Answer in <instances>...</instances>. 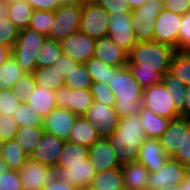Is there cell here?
I'll return each mask as SVG.
<instances>
[{
    "label": "cell",
    "mask_w": 190,
    "mask_h": 190,
    "mask_svg": "<svg viewBox=\"0 0 190 190\" xmlns=\"http://www.w3.org/2000/svg\"><path fill=\"white\" fill-rule=\"evenodd\" d=\"M168 72L186 86L190 85V55L186 51H176Z\"/></svg>",
    "instance_id": "35"
},
{
    "label": "cell",
    "mask_w": 190,
    "mask_h": 190,
    "mask_svg": "<svg viewBox=\"0 0 190 190\" xmlns=\"http://www.w3.org/2000/svg\"><path fill=\"white\" fill-rule=\"evenodd\" d=\"M185 91V102L182 111L180 112V117L190 120V85L186 86Z\"/></svg>",
    "instance_id": "54"
},
{
    "label": "cell",
    "mask_w": 190,
    "mask_h": 190,
    "mask_svg": "<svg viewBox=\"0 0 190 190\" xmlns=\"http://www.w3.org/2000/svg\"><path fill=\"white\" fill-rule=\"evenodd\" d=\"M65 86L70 89H91L92 78L84 63L73 66L72 70L64 77Z\"/></svg>",
    "instance_id": "36"
},
{
    "label": "cell",
    "mask_w": 190,
    "mask_h": 190,
    "mask_svg": "<svg viewBox=\"0 0 190 190\" xmlns=\"http://www.w3.org/2000/svg\"><path fill=\"white\" fill-rule=\"evenodd\" d=\"M11 56V49L7 46L0 45V65Z\"/></svg>",
    "instance_id": "55"
},
{
    "label": "cell",
    "mask_w": 190,
    "mask_h": 190,
    "mask_svg": "<svg viewBox=\"0 0 190 190\" xmlns=\"http://www.w3.org/2000/svg\"><path fill=\"white\" fill-rule=\"evenodd\" d=\"M20 30L7 18H0V45L13 48Z\"/></svg>",
    "instance_id": "41"
},
{
    "label": "cell",
    "mask_w": 190,
    "mask_h": 190,
    "mask_svg": "<svg viewBox=\"0 0 190 190\" xmlns=\"http://www.w3.org/2000/svg\"><path fill=\"white\" fill-rule=\"evenodd\" d=\"M180 190H190V178L185 177V179L179 185Z\"/></svg>",
    "instance_id": "58"
},
{
    "label": "cell",
    "mask_w": 190,
    "mask_h": 190,
    "mask_svg": "<svg viewBox=\"0 0 190 190\" xmlns=\"http://www.w3.org/2000/svg\"><path fill=\"white\" fill-rule=\"evenodd\" d=\"M96 169L89 158L86 164L62 165L52 169V178L61 181L79 189L90 188Z\"/></svg>",
    "instance_id": "11"
},
{
    "label": "cell",
    "mask_w": 190,
    "mask_h": 190,
    "mask_svg": "<svg viewBox=\"0 0 190 190\" xmlns=\"http://www.w3.org/2000/svg\"><path fill=\"white\" fill-rule=\"evenodd\" d=\"M88 119L100 138H107L117 128L120 116L114 106L93 101L92 106L83 115Z\"/></svg>",
    "instance_id": "9"
},
{
    "label": "cell",
    "mask_w": 190,
    "mask_h": 190,
    "mask_svg": "<svg viewBox=\"0 0 190 190\" xmlns=\"http://www.w3.org/2000/svg\"><path fill=\"white\" fill-rule=\"evenodd\" d=\"M147 138L139 115L120 117L117 128L107 137L119 164L137 162L142 142Z\"/></svg>",
    "instance_id": "2"
},
{
    "label": "cell",
    "mask_w": 190,
    "mask_h": 190,
    "mask_svg": "<svg viewBox=\"0 0 190 190\" xmlns=\"http://www.w3.org/2000/svg\"><path fill=\"white\" fill-rule=\"evenodd\" d=\"M187 49H190V11L182 15L178 35V50L186 51Z\"/></svg>",
    "instance_id": "45"
},
{
    "label": "cell",
    "mask_w": 190,
    "mask_h": 190,
    "mask_svg": "<svg viewBox=\"0 0 190 190\" xmlns=\"http://www.w3.org/2000/svg\"><path fill=\"white\" fill-rule=\"evenodd\" d=\"M42 190H79V188L51 178Z\"/></svg>",
    "instance_id": "53"
},
{
    "label": "cell",
    "mask_w": 190,
    "mask_h": 190,
    "mask_svg": "<svg viewBox=\"0 0 190 190\" xmlns=\"http://www.w3.org/2000/svg\"><path fill=\"white\" fill-rule=\"evenodd\" d=\"M64 144L65 140L44 132L36 150L29 158L52 169L56 168Z\"/></svg>",
    "instance_id": "19"
},
{
    "label": "cell",
    "mask_w": 190,
    "mask_h": 190,
    "mask_svg": "<svg viewBox=\"0 0 190 190\" xmlns=\"http://www.w3.org/2000/svg\"><path fill=\"white\" fill-rule=\"evenodd\" d=\"M186 52L190 55V49H187Z\"/></svg>",
    "instance_id": "67"
},
{
    "label": "cell",
    "mask_w": 190,
    "mask_h": 190,
    "mask_svg": "<svg viewBox=\"0 0 190 190\" xmlns=\"http://www.w3.org/2000/svg\"><path fill=\"white\" fill-rule=\"evenodd\" d=\"M174 100L169 90L162 82L143 89L142 106L153 113L168 119L180 117V113L174 106Z\"/></svg>",
    "instance_id": "7"
},
{
    "label": "cell",
    "mask_w": 190,
    "mask_h": 190,
    "mask_svg": "<svg viewBox=\"0 0 190 190\" xmlns=\"http://www.w3.org/2000/svg\"><path fill=\"white\" fill-rule=\"evenodd\" d=\"M58 108H66L78 116H83L93 104L90 89H70L63 86L55 91Z\"/></svg>",
    "instance_id": "13"
},
{
    "label": "cell",
    "mask_w": 190,
    "mask_h": 190,
    "mask_svg": "<svg viewBox=\"0 0 190 190\" xmlns=\"http://www.w3.org/2000/svg\"><path fill=\"white\" fill-rule=\"evenodd\" d=\"M168 159L157 138H146L141 144L137 162L143 164L149 172H155L159 171Z\"/></svg>",
    "instance_id": "22"
},
{
    "label": "cell",
    "mask_w": 190,
    "mask_h": 190,
    "mask_svg": "<svg viewBox=\"0 0 190 190\" xmlns=\"http://www.w3.org/2000/svg\"><path fill=\"white\" fill-rule=\"evenodd\" d=\"M88 156L89 148L70 141H65L63 150L57 161V166L86 164Z\"/></svg>",
    "instance_id": "32"
},
{
    "label": "cell",
    "mask_w": 190,
    "mask_h": 190,
    "mask_svg": "<svg viewBox=\"0 0 190 190\" xmlns=\"http://www.w3.org/2000/svg\"><path fill=\"white\" fill-rule=\"evenodd\" d=\"M109 27V14L95 1L81 5L80 32L93 39L105 37Z\"/></svg>",
    "instance_id": "8"
},
{
    "label": "cell",
    "mask_w": 190,
    "mask_h": 190,
    "mask_svg": "<svg viewBox=\"0 0 190 190\" xmlns=\"http://www.w3.org/2000/svg\"><path fill=\"white\" fill-rule=\"evenodd\" d=\"M173 47L155 41L137 42L128 53V68L145 89L161 82L176 53Z\"/></svg>",
    "instance_id": "1"
},
{
    "label": "cell",
    "mask_w": 190,
    "mask_h": 190,
    "mask_svg": "<svg viewBox=\"0 0 190 190\" xmlns=\"http://www.w3.org/2000/svg\"><path fill=\"white\" fill-rule=\"evenodd\" d=\"M78 64V62L62 53V55L54 62L53 66L65 77L72 70L73 66H77Z\"/></svg>",
    "instance_id": "51"
},
{
    "label": "cell",
    "mask_w": 190,
    "mask_h": 190,
    "mask_svg": "<svg viewBox=\"0 0 190 190\" xmlns=\"http://www.w3.org/2000/svg\"><path fill=\"white\" fill-rule=\"evenodd\" d=\"M34 9L25 0H9L8 19L19 29L28 28Z\"/></svg>",
    "instance_id": "28"
},
{
    "label": "cell",
    "mask_w": 190,
    "mask_h": 190,
    "mask_svg": "<svg viewBox=\"0 0 190 190\" xmlns=\"http://www.w3.org/2000/svg\"><path fill=\"white\" fill-rule=\"evenodd\" d=\"M190 128V120L183 117L171 119L165 132L158 138L165 154L173 158L183 149L184 132Z\"/></svg>",
    "instance_id": "18"
},
{
    "label": "cell",
    "mask_w": 190,
    "mask_h": 190,
    "mask_svg": "<svg viewBox=\"0 0 190 190\" xmlns=\"http://www.w3.org/2000/svg\"><path fill=\"white\" fill-rule=\"evenodd\" d=\"M99 139L91 122L84 116H78L67 141L90 148Z\"/></svg>",
    "instance_id": "25"
},
{
    "label": "cell",
    "mask_w": 190,
    "mask_h": 190,
    "mask_svg": "<svg viewBox=\"0 0 190 190\" xmlns=\"http://www.w3.org/2000/svg\"><path fill=\"white\" fill-rule=\"evenodd\" d=\"M91 94L93 101L103 103L107 106H114L116 98L109 88L108 83L96 82L91 85Z\"/></svg>",
    "instance_id": "42"
},
{
    "label": "cell",
    "mask_w": 190,
    "mask_h": 190,
    "mask_svg": "<svg viewBox=\"0 0 190 190\" xmlns=\"http://www.w3.org/2000/svg\"><path fill=\"white\" fill-rule=\"evenodd\" d=\"M131 10L141 7L146 0H124Z\"/></svg>",
    "instance_id": "57"
},
{
    "label": "cell",
    "mask_w": 190,
    "mask_h": 190,
    "mask_svg": "<svg viewBox=\"0 0 190 190\" xmlns=\"http://www.w3.org/2000/svg\"><path fill=\"white\" fill-rule=\"evenodd\" d=\"M2 158L6 162L9 170L19 171L29 156L15 139L4 141Z\"/></svg>",
    "instance_id": "31"
},
{
    "label": "cell",
    "mask_w": 190,
    "mask_h": 190,
    "mask_svg": "<svg viewBox=\"0 0 190 190\" xmlns=\"http://www.w3.org/2000/svg\"><path fill=\"white\" fill-rule=\"evenodd\" d=\"M3 144H4V140L0 137V158H2Z\"/></svg>",
    "instance_id": "62"
},
{
    "label": "cell",
    "mask_w": 190,
    "mask_h": 190,
    "mask_svg": "<svg viewBox=\"0 0 190 190\" xmlns=\"http://www.w3.org/2000/svg\"><path fill=\"white\" fill-rule=\"evenodd\" d=\"M35 78L32 73L23 75L12 88L19 100L26 101L27 96L31 95L36 88Z\"/></svg>",
    "instance_id": "43"
},
{
    "label": "cell",
    "mask_w": 190,
    "mask_h": 190,
    "mask_svg": "<svg viewBox=\"0 0 190 190\" xmlns=\"http://www.w3.org/2000/svg\"><path fill=\"white\" fill-rule=\"evenodd\" d=\"M9 170L6 162L3 160V158H0V174L7 172Z\"/></svg>",
    "instance_id": "59"
},
{
    "label": "cell",
    "mask_w": 190,
    "mask_h": 190,
    "mask_svg": "<svg viewBox=\"0 0 190 190\" xmlns=\"http://www.w3.org/2000/svg\"><path fill=\"white\" fill-rule=\"evenodd\" d=\"M173 159L185 166L190 164V128L184 132L183 149L178 150Z\"/></svg>",
    "instance_id": "49"
},
{
    "label": "cell",
    "mask_w": 190,
    "mask_h": 190,
    "mask_svg": "<svg viewBox=\"0 0 190 190\" xmlns=\"http://www.w3.org/2000/svg\"><path fill=\"white\" fill-rule=\"evenodd\" d=\"M30 105V110H36L42 118H45L57 107L55 91L36 86L34 92L27 96L26 101Z\"/></svg>",
    "instance_id": "24"
},
{
    "label": "cell",
    "mask_w": 190,
    "mask_h": 190,
    "mask_svg": "<svg viewBox=\"0 0 190 190\" xmlns=\"http://www.w3.org/2000/svg\"><path fill=\"white\" fill-rule=\"evenodd\" d=\"M108 14L131 13V8L124 0H95Z\"/></svg>",
    "instance_id": "48"
},
{
    "label": "cell",
    "mask_w": 190,
    "mask_h": 190,
    "mask_svg": "<svg viewBox=\"0 0 190 190\" xmlns=\"http://www.w3.org/2000/svg\"><path fill=\"white\" fill-rule=\"evenodd\" d=\"M141 190H152V189L146 187V188H143V189H141Z\"/></svg>",
    "instance_id": "65"
},
{
    "label": "cell",
    "mask_w": 190,
    "mask_h": 190,
    "mask_svg": "<svg viewBox=\"0 0 190 190\" xmlns=\"http://www.w3.org/2000/svg\"><path fill=\"white\" fill-rule=\"evenodd\" d=\"M88 158L96 173L121 167L107 138H100L89 148Z\"/></svg>",
    "instance_id": "21"
},
{
    "label": "cell",
    "mask_w": 190,
    "mask_h": 190,
    "mask_svg": "<svg viewBox=\"0 0 190 190\" xmlns=\"http://www.w3.org/2000/svg\"><path fill=\"white\" fill-rule=\"evenodd\" d=\"M9 0H0V18L8 17Z\"/></svg>",
    "instance_id": "56"
},
{
    "label": "cell",
    "mask_w": 190,
    "mask_h": 190,
    "mask_svg": "<svg viewBox=\"0 0 190 190\" xmlns=\"http://www.w3.org/2000/svg\"><path fill=\"white\" fill-rule=\"evenodd\" d=\"M161 82L170 91L172 98L174 100V106L176 110L180 113L185 102V88L186 85L179 80L177 77L173 76L169 72H166L162 76Z\"/></svg>",
    "instance_id": "37"
},
{
    "label": "cell",
    "mask_w": 190,
    "mask_h": 190,
    "mask_svg": "<svg viewBox=\"0 0 190 190\" xmlns=\"http://www.w3.org/2000/svg\"><path fill=\"white\" fill-rule=\"evenodd\" d=\"M21 100L18 99L12 89H0V114L14 115V110L19 106Z\"/></svg>",
    "instance_id": "44"
},
{
    "label": "cell",
    "mask_w": 190,
    "mask_h": 190,
    "mask_svg": "<svg viewBox=\"0 0 190 190\" xmlns=\"http://www.w3.org/2000/svg\"><path fill=\"white\" fill-rule=\"evenodd\" d=\"M44 134L43 126L19 127L14 139L23 148L24 152L30 157L36 150Z\"/></svg>",
    "instance_id": "29"
},
{
    "label": "cell",
    "mask_w": 190,
    "mask_h": 190,
    "mask_svg": "<svg viewBox=\"0 0 190 190\" xmlns=\"http://www.w3.org/2000/svg\"><path fill=\"white\" fill-rule=\"evenodd\" d=\"M31 107L25 101H21L19 106L14 110V119L18 127H37L43 126V119L35 110H30Z\"/></svg>",
    "instance_id": "38"
},
{
    "label": "cell",
    "mask_w": 190,
    "mask_h": 190,
    "mask_svg": "<svg viewBox=\"0 0 190 190\" xmlns=\"http://www.w3.org/2000/svg\"><path fill=\"white\" fill-rule=\"evenodd\" d=\"M79 190H91L90 188H84V189H79Z\"/></svg>",
    "instance_id": "66"
},
{
    "label": "cell",
    "mask_w": 190,
    "mask_h": 190,
    "mask_svg": "<svg viewBox=\"0 0 190 190\" xmlns=\"http://www.w3.org/2000/svg\"><path fill=\"white\" fill-rule=\"evenodd\" d=\"M77 117L66 108L56 107L43 119V130L67 141Z\"/></svg>",
    "instance_id": "16"
},
{
    "label": "cell",
    "mask_w": 190,
    "mask_h": 190,
    "mask_svg": "<svg viewBox=\"0 0 190 190\" xmlns=\"http://www.w3.org/2000/svg\"><path fill=\"white\" fill-rule=\"evenodd\" d=\"M106 36L129 53L137 43L132 29L131 13L109 14V27Z\"/></svg>",
    "instance_id": "12"
},
{
    "label": "cell",
    "mask_w": 190,
    "mask_h": 190,
    "mask_svg": "<svg viewBox=\"0 0 190 190\" xmlns=\"http://www.w3.org/2000/svg\"><path fill=\"white\" fill-rule=\"evenodd\" d=\"M95 0H68V3L84 5L86 3L93 2Z\"/></svg>",
    "instance_id": "60"
},
{
    "label": "cell",
    "mask_w": 190,
    "mask_h": 190,
    "mask_svg": "<svg viewBox=\"0 0 190 190\" xmlns=\"http://www.w3.org/2000/svg\"><path fill=\"white\" fill-rule=\"evenodd\" d=\"M147 138H159L167 129L170 119L156 115L150 109L142 106L139 113Z\"/></svg>",
    "instance_id": "26"
},
{
    "label": "cell",
    "mask_w": 190,
    "mask_h": 190,
    "mask_svg": "<svg viewBox=\"0 0 190 190\" xmlns=\"http://www.w3.org/2000/svg\"><path fill=\"white\" fill-rule=\"evenodd\" d=\"M108 85L116 98L114 108L120 117L139 115L142 108L143 88L133 77L128 66L115 67Z\"/></svg>",
    "instance_id": "3"
},
{
    "label": "cell",
    "mask_w": 190,
    "mask_h": 190,
    "mask_svg": "<svg viewBox=\"0 0 190 190\" xmlns=\"http://www.w3.org/2000/svg\"><path fill=\"white\" fill-rule=\"evenodd\" d=\"M26 72L17 63L15 58L11 55L0 65V89H12Z\"/></svg>",
    "instance_id": "33"
},
{
    "label": "cell",
    "mask_w": 190,
    "mask_h": 190,
    "mask_svg": "<svg viewBox=\"0 0 190 190\" xmlns=\"http://www.w3.org/2000/svg\"><path fill=\"white\" fill-rule=\"evenodd\" d=\"M96 39L82 32L68 35L60 41L62 52L78 63H85L93 57Z\"/></svg>",
    "instance_id": "14"
},
{
    "label": "cell",
    "mask_w": 190,
    "mask_h": 190,
    "mask_svg": "<svg viewBox=\"0 0 190 190\" xmlns=\"http://www.w3.org/2000/svg\"><path fill=\"white\" fill-rule=\"evenodd\" d=\"M87 67L88 73L90 74L93 83L105 82L108 83L112 78V70L115 68L109 66L107 63L92 57L84 63Z\"/></svg>",
    "instance_id": "39"
},
{
    "label": "cell",
    "mask_w": 190,
    "mask_h": 190,
    "mask_svg": "<svg viewBox=\"0 0 190 190\" xmlns=\"http://www.w3.org/2000/svg\"><path fill=\"white\" fill-rule=\"evenodd\" d=\"M62 3H68V0H60Z\"/></svg>",
    "instance_id": "64"
},
{
    "label": "cell",
    "mask_w": 190,
    "mask_h": 190,
    "mask_svg": "<svg viewBox=\"0 0 190 190\" xmlns=\"http://www.w3.org/2000/svg\"><path fill=\"white\" fill-rule=\"evenodd\" d=\"M157 190H180V188H179V185L178 186L172 185V186H169L167 188L166 187H161V188H159Z\"/></svg>",
    "instance_id": "61"
},
{
    "label": "cell",
    "mask_w": 190,
    "mask_h": 190,
    "mask_svg": "<svg viewBox=\"0 0 190 190\" xmlns=\"http://www.w3.org/2000/svg\"><path fill=\"white\" fill-rule=\"evenodd\" d=\"M93 57L113 67L128 64V53L107 36L96 39Z\"/></svg>",
    "instance_id": "20"
},
{
    "label": "cell",
    "mask_w": 190,
    "mask_h": 190,
    "mask_svg": "<svg viewBox=\"0 0 190 190\" xmlns=\"http://www.w3.org/2000/svg\"><path fill=\"white\" fill-rule=\"evenodd\" d=\"M186 175L190 178V164L186 166Z\"/></svg>",
    "instance_id": "63"
},
{
    "label": "cell",
    "mask_w": 190,
    "mask_h": 190,
    "mask_svg": "<svg viewBox=\"0 0 190 190\" xmlns=\"http://www.w3.org/2000/svg\"><path fill=\"white\" fill-rule=\"evenodd\" d=\"M162 9L163 0H146L141 7L131 11L132 29L137 42L153 41L154 22Z\"/></svg>",
    "instance_id": "5"
},
{
    "label": "cell",
    "mask_w": 190,
    "mask_h": 190,
    "mask_svg": "<svg viewBox=\"0 0 190 190\" xmlns=\"http://www.w3.org/2000/svg\"><path fill=\"white\" fill-rule=\"evenodd\" d=\"M91 190H123L124 181L120 168L96 173L90 184Z\"/></svg>",
    "instance_id": "27"
},
{
    "label": "cell",
    "mask_w": 190,
    "mask_h": 190,
    "mask_svg": "<svg viewBox=\"0 0 190 190\" xmlns=\"http://www.w3.org/2000/svg\"><path fill=\"white\" fill-rule=\"evenodd\" d=\"M54 19L55 15L52 11L34 10L28 28L47 37Z\"/></svg>",
    "instance_id": "40"
},
{
    "label": "cell",
    "mask_w": 190,
    "mask_h": 190,
    "mask_svg": "<svg viewBox=\"0 0 190 190\" xmlns=\"http://www.w3.org/2000/svg\"><path fill=\"white\" fill-rule=\"evenodd\" d=\"M22 190H42L52 178V168L28 159L19 170Z\"/></svg>",
    "instance_id": "17"
},
{
    "label": "cell",
    "mask_w": 190,
    "mask_h": 190,
    "mask_svg": "<svg viewBox=\"0 0 190 190\" xmlns=\"http://www.w3.org/2000/svg\"><path fill=\"white\" fill-rule=\"evenodd\" d=\"M45 39V35L30 28L20 30L11 55L26 73L36 69V56Z\"/></svg>",
    "instance_id": "4"
},
{
    "label": "cell",
    "mask_w": 190,
    "mask_h": 190,
    "mask_svg": "<svg viewBox=\"0 0 190 190\" xmlns=\"http://www.w3.org/2000/svg\"><path fill=\"white\" fill-rule=\"evenodd\" d=\"M32 74L36 85L42 88L56 91L65 86L64 76L54 66L36 68Z\"/></svg>",
    "instance_id": "30"
},
{
    "label": "cell",
    "mask_w": 190,
    "mask_h": 190,
    "mask_svg": "<svg viewBox=\"0 0 190 190\" xmlns=\"http://www.w3.org/2000/svg\"><path fill=\"white\" fill-rule=\"evenodd\" d=\"M121 172L126 190H141L148 187L149 170L139 162L127 163L121 166Z\"/></svg>",
    "instance_id": "23"
},
{
    "label": "cell",
    "mask_w": 190,
    "mask_h": 190,
    "mask_svg": "<svg viewBox=\"0 0 190 190\" xmlns=\"http://www.w3.org/2000/svg\"><path fill=\"white\" fill-rule=\"evenodd\" d=\"M18 128L13 116L0 114V137L4 141L14 139Z\"/></svg>",
    "instance_id": "46"
},
{
    "label": "cell",
    "mask_w": 190,
    "mask_h": 190,
    "mask_svg": "<svg viewBox=\"0 0 190 190\" xmlns=\"http://www.w3.org/2000/svg\"><path fill=\"white\" fill-rule=\"evenodd\" d=\"M62 53L60 42L46 37L36 56V68L53 66Z\"/></svg>",
    "instance_id": "34"
},
{
    "label": "cell",
    "mask_w": 190,
    "mask_h": 190,
    "mask_svg": "<svg viewBox=\"0 0 190 190\" xmlns=\"http://www.w3.org/2000/svg\"><path fill=\"white\" fill-rule=\"evenodd\" d=\"M0 190H22L19 171L8 170L1 173Z\"/></svg>",
    "instance_id": "47"
},
{
    "label": "cell",
    "mask_w": 190,
    "mask_h": 190,
    "mask_svg": "<svg viewBox=\"0 0 190 190\" xmlns=\"http://www.w3.org/2000/svg\"><path fill=\"white\" fill-rule=\"evenodd\" d=\"M164 9L184 15L190 11V0H163Z\"/></svg>",
    "instance_id": "50"
},
{
    "label": "cell",
    "mask_w": 190,
    "mask_h": 190,
    "mask_svg": "<svg viewBox=\"0 0 190 190\" xmlns=\"http://www.w3.org/2000/svg\"><path fill=\"white\" fill-rule=\"evenodd\" d=\"M34 10L54 12L61 4L60 0H25Z\"/></svg>",
    "instance_id": "52"
},
{
    "label": "cell",
    "mask_w": 190,
    "mask_h": 190,
    "mask_svg": "<svg viewBox=\"0 0 190 190\" xmlns=\"http://www.w3.org/2000/svg\"><path fill=\"white\" fill-rule=\"evenodd\" d=\"M182 15L162 9L154 22L153 41L166 44L178 51V35Z\"/></svg>",
    "instance_id": "10"
},
{
    "label": "cell",
    "mask_w": 190,
    "mask_h": 190,
    "mask_svg": "<svg viewBox=\"0 0 190 190\" xmlns=\"http://www.w3.org/2000/svg\"><path fill=\"white\" fill-rule=\"evenodd\" d=\"M55 19L50 26L47 38L61 41L68 35L79 32L81 5L63 3L54 11Z\"/></svg>",
    "instance_id": "6"
},
{
    "label": "cell",
    "mask_w": 190,
    "mask_h": 190,
    "mask_svg": "<svg viewBox=\"0 0 190 190\" xmlns=\"http://www.w3.org/2000/svg\"><path fill=\"white\" fill-rule=\"evenodd\" d=\"M186 166L169 158L159 171L150 172L148 188L157 190L161 187L178 186L185 179Z\"/></svg>",
    "instance_id": "15"
}]
</instances>
